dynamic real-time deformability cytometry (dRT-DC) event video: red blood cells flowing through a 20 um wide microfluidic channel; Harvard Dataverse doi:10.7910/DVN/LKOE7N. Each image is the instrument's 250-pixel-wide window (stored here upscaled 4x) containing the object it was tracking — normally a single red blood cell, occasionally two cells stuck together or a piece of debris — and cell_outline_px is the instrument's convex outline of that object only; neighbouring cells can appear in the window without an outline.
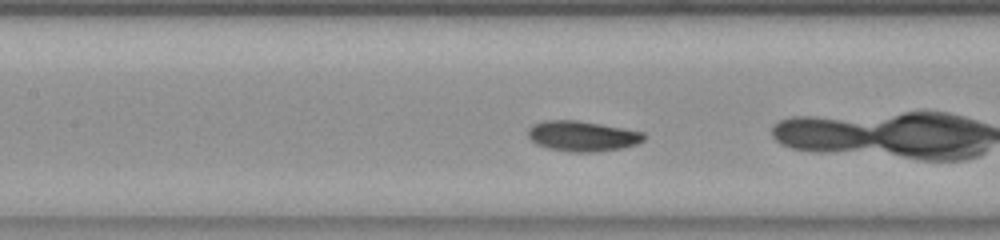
{"species": "common noctule bat (a hibernating species)", "species_latin": "Nyctalus noctula", "temperature_condition": "room temperature", "stored_images_in_passage": 44, "camera_frame_rate_fps": 3000, "um_per_image_px": 0.085, "animal": {"sex": "female", "body_mass_g": 23.0, "forearm_length_mm": 53.4}, "frame": {"image": 1, "passage_image": 13, "time_ms": 4.0, "image_size_px": [1000, 240], "cell_outline_px": [[644, 140], [636, 144], [624, 148], [596, 152], [568, 152], [548, 148], [536, 144], [528, 136], [528, 128], [532, 124], [548, 120], [576, 120], [600, 124], [644, 132]], "centroid_in_image_um": [49.49, 11.58], "position_along_channel_um": 157.9, "area_um2": 20.52}}
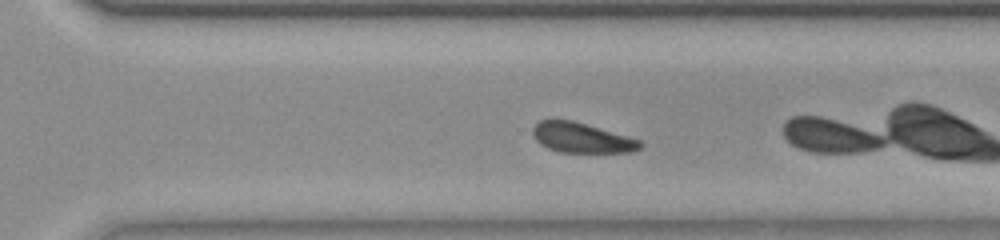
{"frame": {"image": 2, "passage_image": 26, "time_ms": 8.333, "image_size_px": [1000, 240], "cell_outline_px": [[644, 144], [640, 148], [632, 152], [560, 152], [548, 148], [540, 144], [536, 140], [532, 132], [532, 128], [540, 120], [572, 120], [640, 140]], "centroid_in_image_um": [49.43, 11.72], "position_along_channel_um": 321.2, "area_um2": 18.55}, "authors_computed_cell_mechanics": {"area_um2": 19.8543, "velocity_mm_per_s": 3.778, "shape_relaxation_time_tau1_ms": 2.0156, "shape_relaxation_time_tau2_ms": null, "deformation_change_tau1": 0.0867, "deformation_change_tau2": null}}